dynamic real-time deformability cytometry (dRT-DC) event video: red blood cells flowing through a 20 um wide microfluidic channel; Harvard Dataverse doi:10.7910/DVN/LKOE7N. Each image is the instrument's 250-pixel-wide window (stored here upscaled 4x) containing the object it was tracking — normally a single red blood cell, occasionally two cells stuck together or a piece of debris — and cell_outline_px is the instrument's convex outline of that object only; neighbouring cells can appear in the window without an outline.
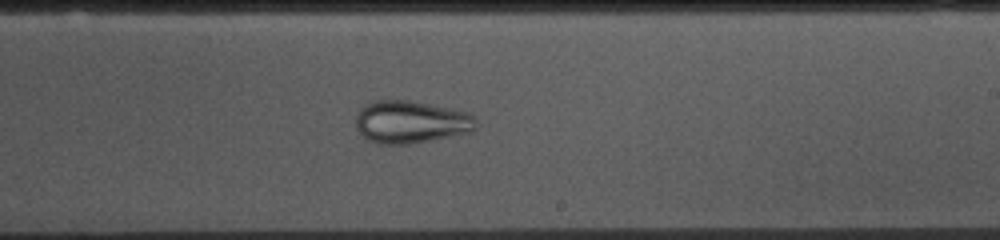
{"species": "common noctule bat (a hibernating species)", "species_latin": "Nyctalus noctula", "temperature_condition": "cold", "stored_images_in_passage": 54, "camera_frame_rate_fps": 3000, "um_per_image_px": 0.085, "animal": {"sex": "female", "body_mass_g": 10.0, "forearm_length_mm": 53.1}, "frame": {"image": 1, "passage_image": 31, "time_ms": 10.0, "image_size_px": [1000, 240], "cell_outline_px": [[476, 128], [472, 132], [432, 140], [408, 144], [380, 144], [368, 140], [356, 128], [356, 112], [364, 104], [372, 100], [408, 100], [468, 112], [476, 116]], "centroid_in_image_um": [34.91, 10.36], "position_along_channel_um": 254.1, "area_um2": 30.06}}
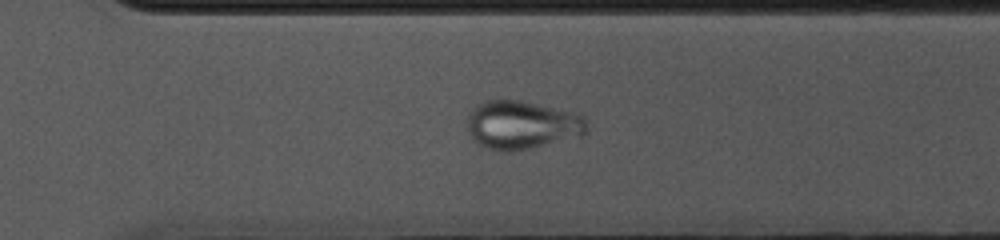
{"frame": {"image": 2, "passage_image": 37, "time_ms": 12.0, "image_size_px": [1000, 240], "cell_outline_px": [[588, 128], [580, 136], [528, 148], [500, 152], [480, 144], [472, 136], [468, 128], [468, 116], [472, 108], [476, 104], [484, 100], [520, 100], [576, 112], [584, 116], [588, 124]], "centroid_in_image_um": [44.38, 10.58], "position_along_channel_um": 326.2, "area_um2": 33.47}}
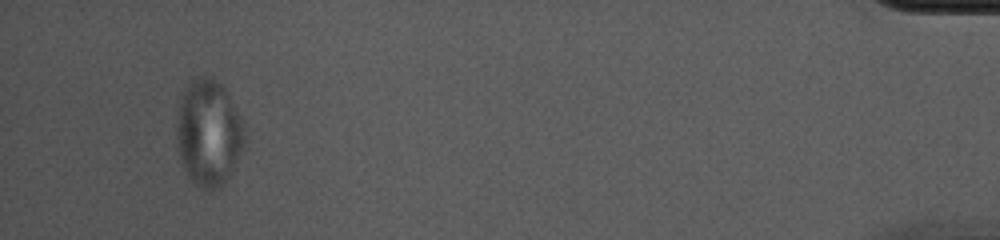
{"frame": {"image": 3, "passage_image": 51, "time_ms": 16.667, "image_size_px": [1000, 240], "cell_outline_px": [[244, 144], [224, 184], [216, 188], [204, 188], [196, 184], [188, 176], [184, 168], [176, 148], [176, 116], [180, 100], [188, 84], [196, 76], [212, 76], [228, 92], [244, 128]], "centroid_in_image_um": [17.69, 11.25], "position_along_channel_um": 417.5, "area_um2": 41.73}}